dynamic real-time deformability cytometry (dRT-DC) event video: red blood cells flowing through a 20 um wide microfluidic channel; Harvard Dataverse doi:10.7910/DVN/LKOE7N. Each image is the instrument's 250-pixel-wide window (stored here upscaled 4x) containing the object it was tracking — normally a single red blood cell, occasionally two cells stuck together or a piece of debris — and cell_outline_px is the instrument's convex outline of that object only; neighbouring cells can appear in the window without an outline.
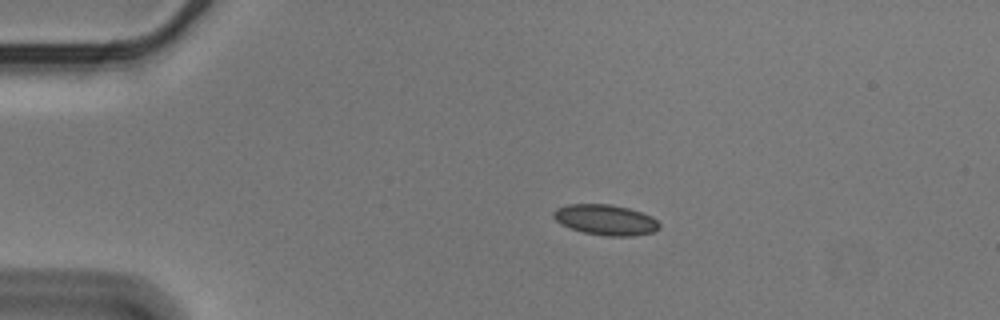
{"species": "Egyptian fruit bat (a non-hibernating species)", "species_latin": "Rousettus aegyptiacus", "temperature_condition": "cold", "stored_images_in_passage": 47, "camera_frame_rate_fps": 3000, "um_per_image_px": 0.085, "animal": {"sex": "male"}, "frame": {"image": 1, "passage_image": 2, "time_ms": 0.333, "image_size_px": [1000, 320], "cell_outline_px": [[660, 228], [652, 232], [632, 236], [608, 236], [584, 232], [560, 224], [552, 216], [552, 212], [556, 208], [568, 204], [612, 204], [628, 208], [652, 216], [660, 224]], "centroid_in_image_um": [51.46, 18.67], "position_along_channel_um": 33.5, "area_um2": 18.79}}
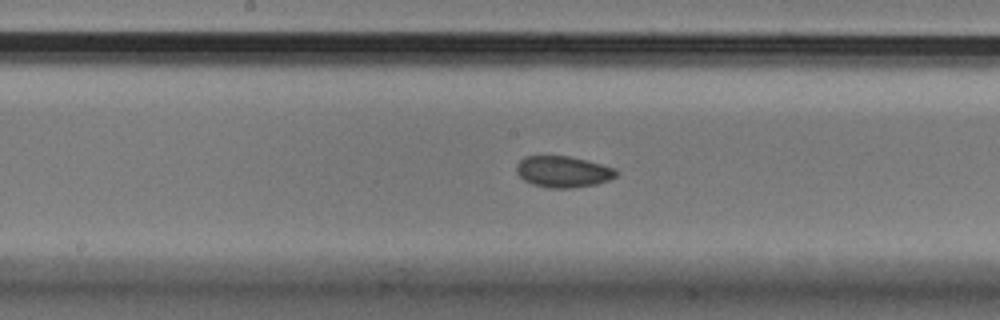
{"frame": {"image": 2, "passage_image": 20, "time_ms": 6.333, "image_size_px": [1000, 320], "cell_outline_px": [[616, 176], [608, 180], [596, 184], [568, 188], [548, 188], [532, 184], [524, 180], [516, 172], [516, 164], [524, 156], [568, 156], [616, 168]], "centroid_in_image_um": [47.82, 14.59], "position_along_channel_um": 200.4, "area_um2": 18.03}}
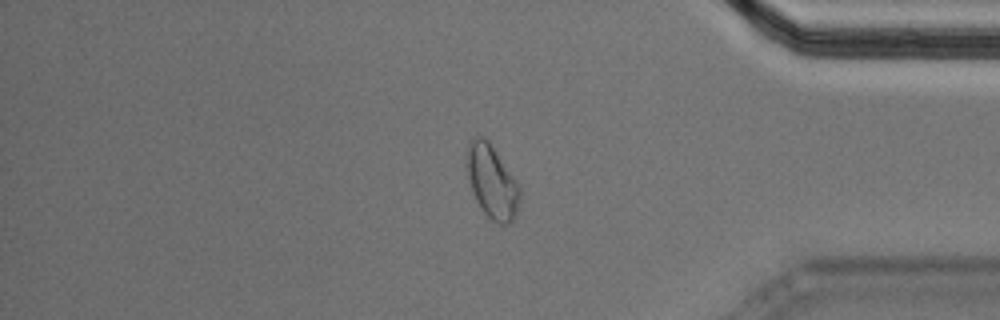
{"frame": {"image": 3, "passage_image": 38, "time_ms": 12.333, "image_size_px": [1000, 320], "cell_outline_px": [[520, 196], [516, 216], [508, 224], [500, 224], [492, 220], [484, 212], [476, 200], [472, 192], [468, 176], [468, 144], [472, 136], [484, 136], [488, 140], [516, 180], [520, 188]], "centroid_in_image_um": [41.83, 15.45], "position_along_channel_um": 393.4, "area_um2": 22.31}, "authors_computed_cell_mechanics": {"area_um2": 18.7272, "velocity_mm_per_s": 3.5628, "shape_relaxation_time_tau1_ms": null, "shape_relaxation_time_tau2_ms": 2.1764, "deformation_change_tau1": null, "deformation_change_tau2": 0.0502}}